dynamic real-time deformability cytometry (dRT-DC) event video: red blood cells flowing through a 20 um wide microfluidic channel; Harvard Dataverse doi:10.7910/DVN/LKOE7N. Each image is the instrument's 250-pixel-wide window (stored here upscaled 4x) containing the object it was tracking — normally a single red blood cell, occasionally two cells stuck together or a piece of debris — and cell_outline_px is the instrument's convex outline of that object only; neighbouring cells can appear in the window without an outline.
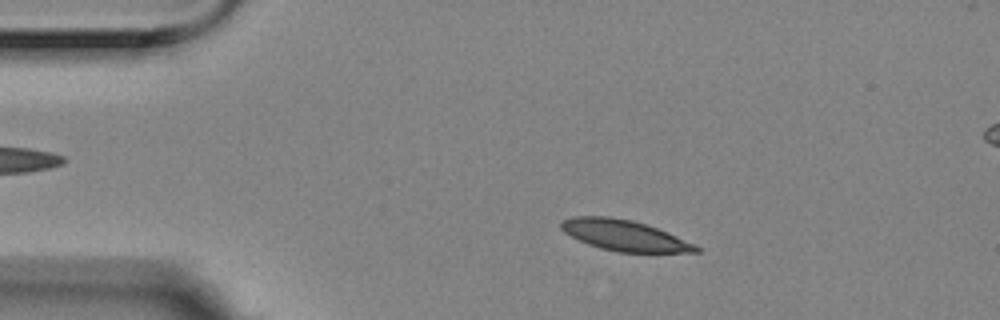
{"species": "Egyptian fruit bat (a non-hibernating species)", "species_latin": "Rousettus aegyptiacus", "temperature_condition": "room temperature", "stored_images_in_passage": 7, "camera_frame_rate_fps": 3000, "um_per_image_px": 0.085, "animal": {"sex": "female"}, "frame": {"image": 1, "passage_image": 3, "time_ms": 0.667, "image_size_px": [1000, 320], "cell_outline_px": [[700, 252], [616, 252], [600, 248], [588, 244], [564, 232], [560, 228], [560, 224], [564, 220], [576, 216], [608, 216], [632, 220], [656, 228], [696, 244], [700, 248]], "centroid_in_image_um": [53.07, 20.01], "position_along_channel_um": 31.9, "area_um2": 23.87}}
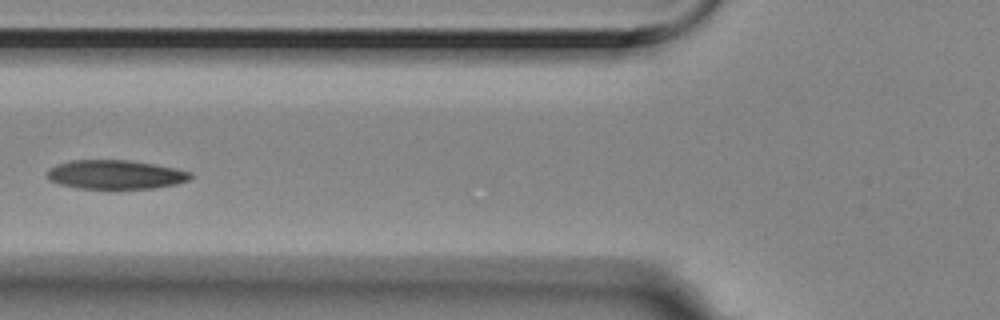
{"frame": {"image": 2, "passage_image": 6, "time_ms": 1.667, "image_size_px": [1000, 320], "cell_outline_px": [[192, 176], [188, 180], [176, 184], [156, 188], [76, 188], [60, 184], [48, 180], [48, 172], [56, 164], [72, 160], [124, 160], [152, 164], [176, 168], [192, 172]], "centroid_in_image_um": [9.83, 14.84], "position_along_channel_um": 116.0, "area_um2": 23.99}}
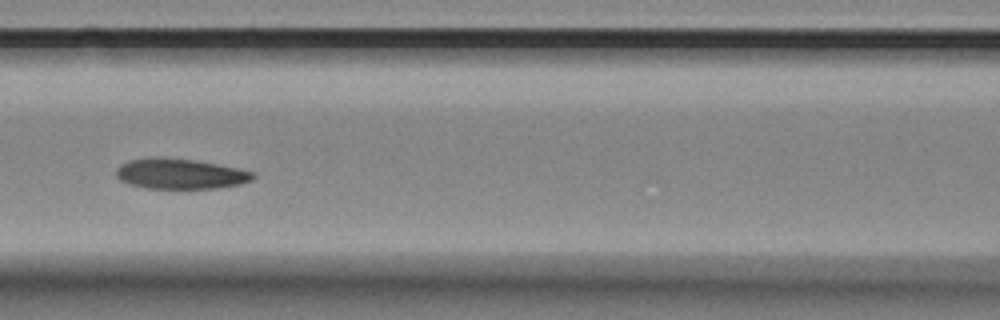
{"frame": {"image": 3, "passage_image": 7, "time_ms": 2.0, "image_size_px": [1000, 320], "cell_outline_px": [[256, 176], [252, 180], [240, 184], [220, 188], [144, 188], [128, 184], [120, 180], [116, 176], [116, 168], [120, 164], [128, 160], [152, 156], [160, 156], [196, 160], [256, 172]], "centroid_in_image_um": [15.29, 14.76], "position_along_channel_um": 151.3, "area_um2": 24.57}}